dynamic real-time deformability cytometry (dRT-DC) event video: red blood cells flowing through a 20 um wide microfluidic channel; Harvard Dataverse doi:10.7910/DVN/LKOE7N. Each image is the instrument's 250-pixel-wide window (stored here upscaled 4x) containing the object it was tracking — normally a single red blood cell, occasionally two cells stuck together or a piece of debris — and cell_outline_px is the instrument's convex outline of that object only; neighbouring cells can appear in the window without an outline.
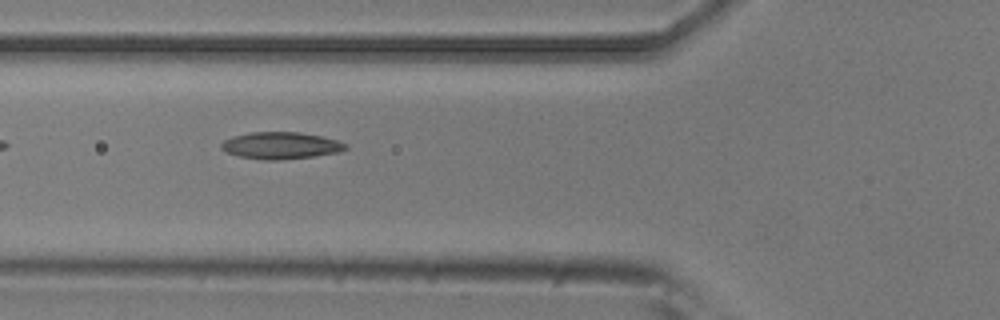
{"species": "common noctule bat (a hibernating species)", "species_latin": "Nyctalus noctula", "temperature_condition": "room temperature", "stored_images_in_passage": 10, "camera_frame_rate_fps": 3000, "um_per_image_px": 0.085, "animal": {"sex": "male", "body_mass_g": 20.5, "forearm_length_mm": 52.5}, "frame": {"image": 1, "passage_image": 5, "time_ms": 1.333, "image_size_px": [1000, 320], "cell_outline_px": [[348, 148], [340, 152], [312, 156], [276, 160], [264, 160], [240, 156], [224, 152], [220, 148], [220, 144], [224, 140], [232, 136], [252, 132], [300, 132], [320, 136], [336, 140], [348, 144]], "centroid_in_image_um": [23.84, 12.36], "position_along_channel_um": 102.0, "area_um2": 19.48}}
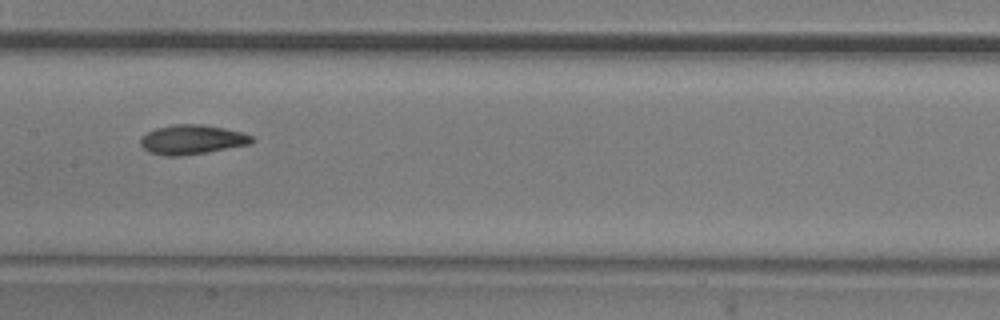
{"frame": {"image": 2, "passage_image": 7, "time_ms": 2.0, "image_size_px": [1000, 320], "cell_outline_px": [[252, 144], [180, 156], [164, 156], [148, 152], [140, 144], [140, 136], [156, 128], [172, 124], [200, 124], [224, 128], [240, 132], [252, 136]], "centroid_in_image_um": [16.27, 11.86], "position_along_channel_um": 191.1, "area_um2": 19.02}}
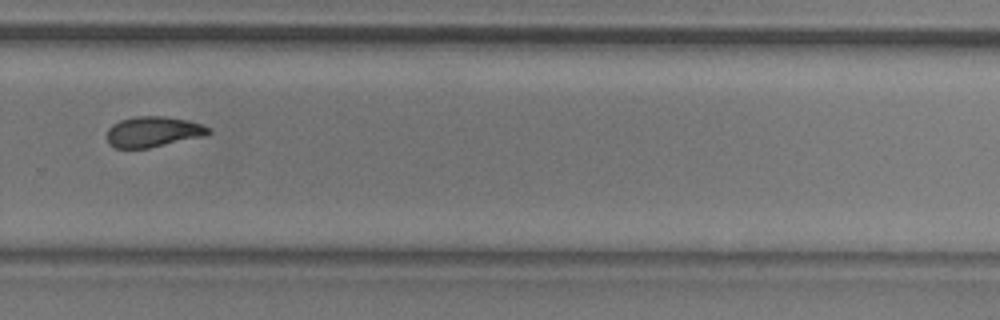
{"frame": {"image": 3, "passage_image": 10, "time_ms": 3.0, "image_size_px": [1000, 320], "cell_outline_px": [[212, 132], [208, 136], [148, 148], [116, 148], [108, 144], [108, 128], [112, 124], [120, 120], [136, 116], [164, 116], [188, 120], [212, 128]], "centroid_in_image_um": [13.07, 11.2], "position_along_channel_um": 316.7, "area_um2": 18.32}}